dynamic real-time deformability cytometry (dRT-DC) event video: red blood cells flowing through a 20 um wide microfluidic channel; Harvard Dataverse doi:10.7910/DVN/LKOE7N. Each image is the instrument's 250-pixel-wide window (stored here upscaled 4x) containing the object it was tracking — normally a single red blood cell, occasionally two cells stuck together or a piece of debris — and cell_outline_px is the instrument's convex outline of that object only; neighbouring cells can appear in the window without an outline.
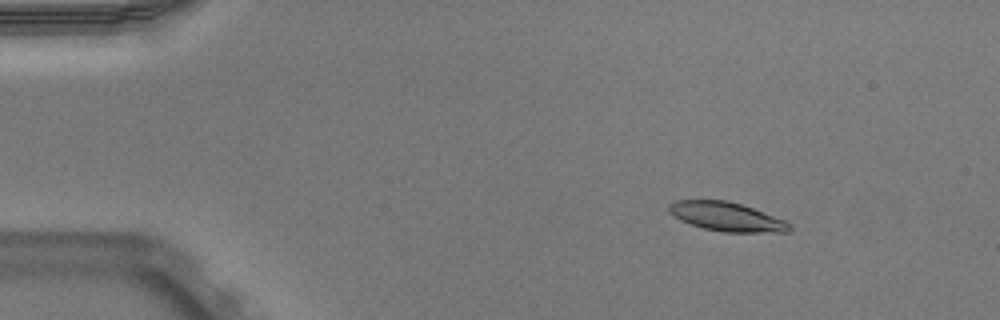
{"species": "Egyptian fruit bat (a non-hibernating species)", "species_latin": "Rousettus aegyptiacus", "temperature_condition": "warm", "stored_images_in_passage": 52, "camera_frame_rate_fps": 3000, "um_per_image_px": 0.085, "animal": {"sex": "male"}, "frame": {"image": 1, "passage_image": 8, "time_ms": 2.333, "image_size_px": [1000, 320], "cell_outline_px": [[792, 228], [788, 232], [724, 232], [704, 228], [680, 220], [668, 212], [668, 204], [676, 200], [728, 200], [752, 208], [784, 220], [792, 224]], "centroid_in_image_um": [61.75, 18.41], "position_along_channel_um": 23.2, "area_um2": 20.23}}
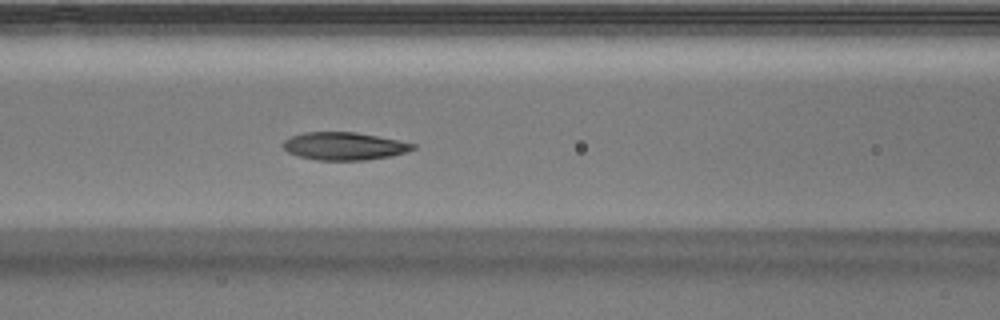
{"frame": {"image": 2, "passage_image": 23, "time_ms": 7.333, "image_size_px": [1000, 320], "cell_outline_px": [[416, 148], [404, 152], [388, 156], [364, 160], [316, 160], [300, 156], [288, 152], [280, 144], [284, 140], [292, 136], [304, 132], [356, 132], [416, 144]], "centroid_in_image_um": [29.2, 12.41], "position_along_channel_um": 137.4, "area_um2": 20.75}}
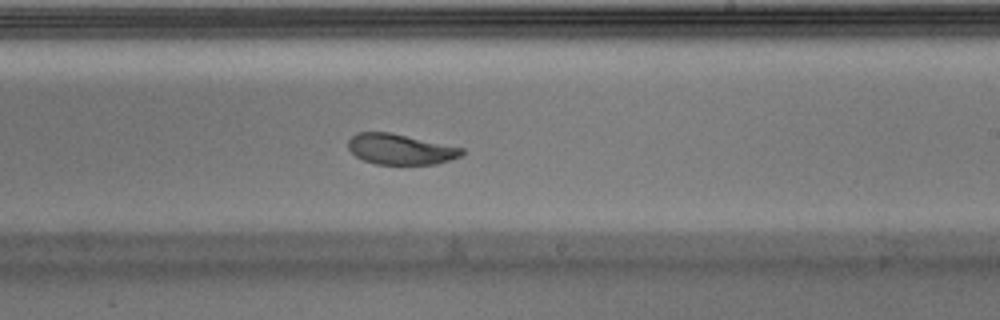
{"frame": {"image": 3, "passage_image": 32, "time_ms": 10.333, "image_size_px": [1000, 320], "cell_outline_px": [[464, 152], [460, 156], [436, 164], [376, 164], [364, 160], [356, 156], [348, 148], [348, 140], [356, 132], [392, 132], [464, 148]], "centroid_in_image_um": [34.02, 12.67], "position_along_channel_um": 255.0, "area_um2": 20.23}, "authors_computed_cell_mechanics": {"area_um2": 21.2415, "velocity_mm_per_s": 3.9296, "shape_relaxation_time_tau1_ms": 5.025, "shape_relaxation_time_tau2_ms": 2.1651, "deformation_change_tau1": 0.1616, "deformation_change_tau2": 0.0726}}